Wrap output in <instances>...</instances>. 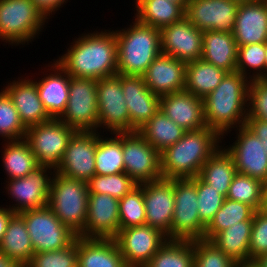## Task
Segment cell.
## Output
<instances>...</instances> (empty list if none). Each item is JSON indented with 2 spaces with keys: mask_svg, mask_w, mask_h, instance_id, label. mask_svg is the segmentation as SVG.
Here are the masks:
<instances>
[{
  "mask_svg": "<svg viewBox=\"0 0 267 267\" xmlns=\"http://www.w3.org/2000/svg\"><path fill=\"white\" fill-rule=\"evenodd\" d=\"M77 267H126L114 238L77 236Z\"/></svg>",
  "mask_w": 267,
  "mask_h": 267,
  "instance_id": "4316f807",
  "label": "cell"
},
{
  "mask_svg": "<svg viewBox=\"0 0 267 267\" xmlns=\"http://www.w3.org/2000/svg\"><path fill=\"white\" fill-rule=\"evenodd\" d=\"M256 262L261 266V267H267V253L264 255H261L258 259H256Z\"/></svg>",
  "mask_w": 267,
  "mask_h": 267,
  "instance_id": "6f0895ef",
  "label": "cell"
},
{
  "mask_svg": "<svg viewBox=\"0 0 267 267\" xmlns=\"http://www.w3.org/2000/svg\"><path fill=\"white\" fill-rule=\"evenodd\" d=\"M27 128L20 120L19 113L8 94L0 92V136L4 141L24 139Z\"/></svg>",
  "mask_w": 267,
  "mask_h": 267,
  "instance_id": "7bdbcfd3",
  "label": "cell"
},
{
  "mask_svg": "<svg viewBox=\"0 0 267 267\" xmlns=\"http://www.w3.org/2000/svg\"><path fill=\"white\" fill-rule=\"evenodd\" d=\"M193 245V267H235L236 265V262L210 240H193Z\"/></svg>",
  "mask_w": 267,
  "mask_h": 267,
  "instance_id": "f6af8a7d",
  "label": "cell"
},
{
  "mask_svg": "<svg viewBox=\"0 0 267 267\" xmlns=\"http://www.w3.org/2000/svg\"><path fill=\"white\" fill-rule=\"evenodd\" d=\"M220 138L217 131L207 126L186 131L181 139L160 153L162 178L192 179L198 176L203 164L220 148Z\"/></svg>",
  "mask_w": 267,
  "mask_h": 267,
  "instance_id": "7a4b0ae2",
  "label": "cell"
},
{
  "mask_svg": "<svg viewBox=\"0 0 267 267\" xmlns=\"http://www.w3.org/2000/svg\"><path fill=\"white\" fill-rule=\"evenodd\" d=\"M26 79L13 80L3 90L8 94L17 109L21 122L28 128L50 121L52 118L43 106L36 83L31 78Z\"/></svg>",
  "mask_w": 267,
  "mask_h": 267,
  "instance_id": "cb8c5ba5",
  "label": "cell"
},
{
  "mask_svg": "<svg viewBox=\"0 0 267 267\" xmlns=\"http://www.w3.org/2000/svg\"><path fill=\"white\" fill-rule=\"evenodd\" d=\"M77 237L60 250L34 253L25 267H77Z\"/></svg>",
  "mask_w": 267,
  "mask_h": 267,
  "instance_id": "ee69618b",
  "label": "cell"
},
{
  "mask_svg": "<svg viewBox=\"0 0 267 267\" xmlns=\"http://www.w3.org/2000/svg\"><path fill=\"white\" fill-rule=\"evenodd\" d=\"M107 31L81 35L55 61L72 77L99 80L116 75L117 39L113 30Z\"/></svg>",
  "mask_w": 267,
  "mask_h": 267,
  "instance_id": "6da1fadb",
  "label": "cell"
},
{
  "mask_svg": "<svg viewBox=\"0 0 267 267\" xmlns=\"http://www.w3.org/2000/svg\"><path fill=\"white\" fill-rule=\"evenodd\" d=\"M114 239L126 266L134 267H144L168 240L147 224L121 229Z\"/></svg>",
  "mask_w": 267,
  "mask_h": 267,
  "instance_id": "5bb4252c",
  "label": "cell"
},
{
  "mask_svg": "<svg viewBox=\"0 0 267 267\" xmlns=\"http://www.w3.org/2000/svg\"><path fill=\"white\" fill-rule=\"evenodd\" d=\"M98 128L130 132V117L121 88V74L97 80Z\"/></svg>",
  "mask_w": 267,
  "mask_h": 267,
  "instance_id": "7c38bea8",
  "label": "cell"
},
{
  "mask_svg": "<svg viewBox=\"0 0 267 267\" xmlns=\"http://www.w3.org/2000/svg\"><path fill=\"white\" fill-rule=\"evenodd\" d=\"M245 126L260 139L267 153V122L259 118H247Z\"/></svg>",
  "mask_w": 267,
  "mask_h": 267,
  "instance_id": "681fc988",
  "label": "cell"
},
{
  "mask_svg": "<svg viewBox=\"0 0 267 267\" xmlns=\"http://www.w3.org/2000/svg\"><path fill=\"white\" fill-rule=\"evenodd\" d=\"M35 5L36 9L42 14V16L47 20L52 12L58 10L61 5L66 3V0H31ZM48 16V17H47Z\"/></svg>",
  "mask_w": 267,
  "mask_h": 267,
  "instance_id": "f907efd6",
  "label": "cell"
},
{
  "mask_svg": "<svg viewBox=\"0 0 267 267\" xmlns=\"http://www.w3.org/2000/svg\"><path fill=\"white\" fill-rule=\"evenodd\" d=\"M125 173L138 185L162 179L160 153L138 132H122Z\"/></svg>",
  "mask_w": 267,
  "mask_h": 267,
  "instance_id": "8fae6325",
  "label": "cell"
},
{
  "mask_svg": "<svg viewBox=\"0 0 267 267\" xmlns=\"http://www.w3.org/2000/svg\"><path fill=\"white\" fill-rule=\"evenodd\" d=\"M247 118H259L267 122V78L251 80Z\"/></svg>",
  "mask_w": 267,
  "mask_h": 267,
  "instance_id": "7dc6e473",
  "label": "cell"
},
{
  "mask_svg": "<svg viewBox=\"0 0 267 267\" xmlns=\"http://www.w3.org/2000/svg\"><path fill=\"white\" fill-rule=\"evenodd\" d=\"M89 193L110 195L122 199L138 186L125 172L111 175H94L88 182Z\"/></svg>",
  "mask_w": 267,
  "mask_h": 267,
  "instance_id": "ab89813d",
  "label": "cell"
},
{
  "mask_svg": "<svg viewBox=\"0 0 267 267\" xmlns=\"http://www.w3.org/2000/svg\"><path fill=\"white\" fill-rule=\"evenodd\" d=\"M198 213L201 222L207 227L223 205L225 197L197 176Z\"/></svg>",
  "mask_w": 267,
  "mask_h": 267,
  "instance_id": "bcb514c9",
  "label": "cell"
},
{
  "mask_svg": "<svg viewBox=\"0 0 267 267\" xmlns=\"http://www.w3.org/2000/svg\"><path fill=\"white\" fill-rule=\"evenodd\" d=\"M248 79L237 71L227 73L216 89L203 99L206 126L222 138L235 126L245 125L251 83Z\"/></svg>",
  "mask_w": 267,
  "mask_h": 267,
  "instance_id": "3957f363",
  "label": "cell"
},
{
  "mask_svg": "<svg viewBox=\"0 0 267 267\" xmlns=\"http://www.w3.org/2000/svg\"><path fill=\"white\" fill-rule=\"evenodd\" d=\"M45 22L31 0H0V39L6 43L32 42Z\"/></svg>",
  "mask_w": 267,
  "mask_h": 267,
  "instance_id": "8992f818",
  "label": "cell"
},
{
  "mask_svg": "<svg viewBox=\"0 0 267 267\" xmlns=\"http://www.w3.org/2000/svg\"><path fill=\"white\" fill-rule=\"evenodd\" d=\"M254 213L255 210L251 206L225 198L223 205L206 227L204 239L211 241L218 233L226 230L231 225L250 220Z\"/></svg>",
  "mask_w": 267,
  "mask_h": 267,
  "instance_id": "74e56055",
  "label": "cell"
},
{
  "mask_svg": "<svg viewBox=\"0 0 267 267\" xmlns=\"http://www.w3.org/2000/svg\"><path fill=\"white\" fill-rule=\"evenodd\" d=\"M6 142L2 163L8 180L23 178L39 167L37 158L25 139Z\"/></svg>",
  "mask_w": 267,
  "mask_h": 267,
  "instance_id": "e575fe53",
  "label": "cell"
},
{
  "mask_svg": "<svg viewBox=\"0 0 267 267\" xmlns=\"http://www.w3.org/2000/svg\"><path fill=\"white\" fill-rule=\"evenodd\" d=\"M117 70L126 76H143L148 66L162 53L160 29L136 19L128 29L115 30Z\"/></svg>",
  "mask_w": 267,
  "mask_h": 267,
  "instance_id": "277c9868",
  "label": "cell"
},
{
  "mask_svg": "<svg viewBox=\"0 0 267 267\" xmlns=\"http://www.w3.org/2000/svg\"><path fill=\"white\" fill-rule=\"evenodd\" d=\"M88 186L84 181L55 172L52 178L48 207L57 218L79 236L86 225Z\"/></svg>",
  "mask_w": 267,
  "mask_h": 267,
  "instance_id": "5b68a950",
  "label": "cell"
},
{
  "mask_svg": "<svg viewBox=\"0 0 267 267\" xmlns=\"http://www.w3.org/2000/svg\"><path fill=\"white\" fill-rule=\"evenodd\" d=\"M51 170L50 167L39 166L23 178L6 181V192L8 191V195L17 202L15 206H9L14 213L48 206L51 182L55 173V170Z\"/></svg>",
  "mask_w": 267,
  "mask_h": 267,
  "instance_id": "9a60e30c",
  "label": "cell"
},
{
  "mask_svg": "<svg viewBox=\"0 0 267 267\" xmlns=\"http://www.w3.org/2000/svg\"><path fill=\"white\" fill-rule=\"evenodd\" d=\"M51 66L50 71L54 74L46 73L42 80L34 81L43 106L51 118L58 119L66 109L70 89V75L57 63Z\"/></svg>",
  "mask_w": 267,
  "mask_h": 267,
  "instance_id": "484cf974",
  "label": "cell"
},
{
  "mask_svg": "<svg viewBox=\"0 0 267 267\" xmlns=\"http://www.w3.org/2000/svg\"><path fill=\"white\" fill-rule=\"evenodd\" d=\"M186 63L161 53L143 75L147 87L159 97L182 91L185 87Z\"/></svg>",
  "mask_w": 267,
  "mask_h": 267,
  "instance_id": "603a6c76",
  "label": "cell"
},
{
  "mask_svg": "<svg viewBox=\"0 0 267 267\" xmlns=\"http://www.w3.org/2000/svg\"><path fill=\"white\" fill-rule=\"evenodd\" d=\"M167 1L179 5L186 12L188 6V0H167Z\"/></svg>",
  "mask_w": 267,
  "mask_h": 267,
  "instance_id": "9f6ffc18",
  "label": "cell"
},
{
  "mask_svg": "<svg viewBox=\"0 0 267 267\" xmlns=\"http://www.w3.org/2000/svg\"><path fill=\"white\" fill-rule=\"evenodd\" d=\"M143 189L138 185L119 199L120 230L146 224Z\"/></svg>",
  "mask_w": 267,
  "mask_h": 267,
  "instance_id": "60d3db41",
  "label": "cell"
},
{
  "mask_svg": "<svg viewBox=\"0 0 267 267\" xmlns=\"http://www.w3.org/2000/svg\"><path fill=\"white\" fill-rule=\"evenodd\" d=\"M266 61H265V78H267V41L265 42Z\"/></svg>",
  "mask_w": 267,
  "mask_h": 267,
  "instance_id": "680465c9",
  "label": "cell"
},
{
  "mask_svg": "<svg viewBox=\"0 0 267 267\" xmlns=\"http://www.w3.org/2000/svg\"><path fill=\"white\" fill-rule=\"evenodd\" d=\"M25 221L34 253L60 250L77 237L48 207L18 213Z\"/></svg>",
  "mask_w": 267,
  "mask_h": 267,
  "instance_id": "9c48e42d",
  "label": "cell"
},
{
  "mask_svg": "<svg viewBox=\"0 0 267 267\" xmlns=\"http://www.w3.org/2000/svg\"><path fill=\"white\" fill-rule=\"evenodd\" d=\"M265 184L247 175L237 173L229 187L226 198L242 202L259 210Z\"/></svg>",
  "mask_w": 267,
  "mask_h": 267,
  "instance_id": "f35d334b",
  "label": "cell"
},
{
  "mask_svg": "<svg viewBox=\"0 0 267 267\" xmlns=\"http://www.w3.org/2000/svg\"><path fill=\"white\" fill-rule=\"evenodd\" d=\"M258 211L267 216V185L264 188L260 208Z\"/></svg>",
  "mask_w": 267,
  "mask_h": 267,
  "instance_id": "f5cc1de1",
  "label": "cell"
},
{
  "mask_svg": "<svg viewBox=\"0 0 267 267\" xmlns=\"http://www.w3.org/2000/svg\"><path fill=\"white\" fill-rule=\"evenodd\" d=\"M161 52L185 63L202 57L203 31L184 16L160 29Z\"/></svg>",
  "mask_w": 267,
  "mask_h": 267,
  "instance_id": "ac0fdd59",
  "label": "cell"
},
{
  "mask_svg": "<svg viewBox=\"0 0 267 267\" xmlns=\"http://www.w3.org/2000/svg\"><path fill=\"white\" fill-rule=\"evenodd\" d=\"M235 142L225 150L232 156L237 173L267 185V153L260 139L245 125L237 127Z\"/></svg>",
  "mask_w": 267,
  "mask_h": 267,
  "instance_id": "e0dca14e",
  "label": "cell"
},
{
  "mask_svg": "<svg viewBox=\"0 0 267 267\" xmlns=\"http://www.w3.org/2000/svg\"><path fill=\"white\" fill-rule=\"evenodd\" d=\"M253 217L240 221L218 233L211 242L221 249L234 262L249 260V241Z\"/></svg>",
  "mask_w": 267,
  "mask_h": 267,
  "instance_id": "1f68e13d",
  "label": "cell"
},
{
  "mask_svg": "<svg viewBox=\"0 0 267 267\" xmlns=\"http://www.w3.org/2000/svg\"><path fill=\"white\" fill-rule=\"evenodd\" d=\"M138 132L159 153L175 144L186 132L159 109Z\"/></svg>",
  "mask_w": 267,
  "mask_h": 267,
  "instance_id": "d6a6232c",
  "label": "cell"
},
{
  "mask_svg": "<svg viewBox=\"0 0 267 267\" xmlns=\"http://www.w3.org/2000/svg\"><path fill=\"white\" fill-rule=\"evenodd\" d=\"M160 109L186 131L206 127L204 100L182 90L160 97Z\"/></svg>",
  "mask_w": 267,
  "mask_h": 267,
  "instance_id": "7402d4cb",
  "label": "cell"
},
{
  "mask_svg": "<svg viewBox=\"0 0 267 267\" xmlns=\"http://www.w3.org/2000/svg\"><path fill=\"white\" fill-rule=\"evenodd\" d=\"M238 46L233 33L203 31L202 59L230 73L237 68Z\"/></svg>",
  "mask_w": 267,
  "mask_h": 267,
  "instance_id": "83f0119b",
  "label": "cell"
},
{
  "mask_svg": "<svg viewBox=\"0 0 267 267\" xmlns=\"http://www.w3.org/2000/svg\"><path fill=\"white\" fill-rule=\"evenodd\" d=\"M227 73L202 58L188 62L186 63L184 90L204 99L216 89Z\"/></svg>",
  "mask_w": 267,
  "mask_h": 267,
  "instance_id": "f546056e",
  "label": "cell"
},
{
  "mask_svg": "<svg viewBox=\"0 0 267 267\" xmlns=\"http://www.w3.org/2000/svg\"><path fill=\"white\" fill-rule=\"evenodd\" d=\"M135 4V19L158 29L180 21L186 14L179 5L167 0H136Z\"/></svg>",
  "mask_w": 267,
  "mask_h": 267,
  "instance_id": "836d02e7",
  "label": "cell"
},
{
  "mask_svg": "<svg viewBox=\"0 0 267 267\" xmlns=\"http://www.w3.org/2000/svg\"><path fill=\"white\" fill-rule=\"evenodd\" d=\"M193 240L168 239L144 267H193Z\"/></svg>",
  "mask_w": 267,
  "mask_h": 267,
  "instance_id": "8d00e7d4",
  "label": "cell"
},
{
  "mask_svg": "<svg viewBox=\"0 0 267 267\" xmlns=\"http://www.w3.org/2000/svg\"><path fill=\"white\" fill-rule=\"evenodd\" d=\"M233 1L238 2L240 4V3L254 2V1H257V0H233Z\"/></svg>",
  "mask_w": 267,
  "mask_h": 267,
  "instance_id": "91938a15",
  "label": "cell"
},
{
  "mask_svg": "<svg viewBox=\"0 0 267 267\" xmlns=\"http://www.w3.org/2000/svg\"><path fill=\"white\" fill-rule=\"evenodd\" d=\"M238 6L233 0H188L185 16L198 30L232 33Z\"/></svg>",
  "mask_w": 267,
  "mask_h": 267,
  "instance_id": "d6986e66",
  "label": "cell"
},
{
  "mask_svg": "<svg viewBox=\"0 0 267 267\" xmlns=\"http://www.w3.org/2000/svg\"><path fill=\"white\" fill-rule=\"evenodd\" d=\"M237 170L232 156L221 147L203 164L198 177L225 198Z\"/></svg>",
  "mask_w": 267,
  "mask_h": 267,
  "instance_id": "4dcf8cb0",
  "label": "cell"
},
{
  "mask_svg": "<svg viewBox=\"0 0 267 267\" xmlns=\"http://www.w3.org/2000/svg\"><path fill=\"white\" fill-rule=\"evenodd\" d=\"M76 132L59 119L40 123L26 130L25 140L35 155L39 166L58 168L71 137Z\"/></svg>",
  "mask_w": 267,
  "mask_h": 267,
  "instance_id": "ba28073f",
  "label": "cell"
},
{
  "mask_svg": "<svg viewBox=\"0 0 267 267\" xmlns=\"http://www.w3.org/2000/svg\"><path fill=\"white\" fill-rule=\"evenodd\" d=\"M139 186L143 189L146 224L170 239L175 206L174 179L162 178Z\"/></svg>",
  "mask_w": 267,
  "mask_h": 267,
  "instance_id": "2e32d148",
  "label": "cell"
},
{
  "mask_svg": "<svg viewBox=\"0 0 267 267\" xmlns=\"http://www.w3.org/2000/svg\"><path fill=\"white\" fill-rule=\"evenodd\" d=\"M99 136L98 131H76L55 172L87 183L95 175V152Z\"/></svg>",
  "mask_w": 267,
  "mask_h": 267,
  "instance_id": "4fadbf2b",
  "label": "cell"
},
{
  "mask_svg": "<svg viewBox=\"0 0 267 267\" xmlns=\"http://www.w3.org/2000/svg\"><path fill=\"white\" fill-rule=\"evenodd\" d=\"M120 230L119 199L89 193L86 225L79 237L114 238Z\"/></svg>",
  "mask_w": 267,
  "mask_h": 267,
  "instance_id": "ffe728a7",
  "label": "cell"
},
{
  "mask_svg": "<svg viewBox=\"0 0 267 267\" xmlns=\"http://www.w3.org/2000/svg\"><path fill=\"white\" fill-rule=\"evenodd\" d=\"M14 214L15 213L9 207H0V243L3 239V236L5 235L9 220Z\"/></svg>",
  "mask_w": 267,
  "mask_h": 267,
  "instance_id": "816d5d0a",
  "label": "cell"
},
{
  "mask_svg": "<svg viewBox=\"0 0 267 267\" xmlns=\"http://www.w3.org/2000/svg\"><path fill=\"white\" fill-rule=\"evenodd\" d=\"M121 88L129 112L130 132L138 131L160 109V97L147 87L143 76L121 75Z\"/></svg>",
  "mask_w": 267,
  "mask_h": 267,
  "instance_id": "44dd1931",
  "label": "cell"
},
{
  "mask_svg": "<svg viewBox=\"0 0 267 267\" xmlns=\"http://www.w3.org/2000/svg\"><path fill=\"white\" fill-rule=\"evenodd\" d=\"M0 267H19L14 261L0 253Z\"/></svg>",
  "mask_w": 267,
  "mask_h": 267,
  "instance_id": "db71d44e",
  "label": "cell"
},
{
  "mask_svg": "<svg viewBox=\"0 0 267 267\" xmlns=\"http://www.w3.org/2000/svg\"><path fill=\"white\" fill-rule=\"evenodd\" d=\"M233 36L237 46L267 41V3H240L237 9Z\"/></svg>",
  "mask_w": 267,
  "mask_h": 267,
  "instance_id": "d4e9b609",
  "label": "cell"
},
{
  "mask_svg": "<svg viewBox=\"0 0 267 267\" xmlns=\"http://www.w3.org/2000/svg\"><path fill=\"white\" fill-rule=\"evenodd\" d=\"M265 61H266L265 43H256V44L240 46L238 47L236 71L246 77L248 76L249 80L264 79ZM247 68L252 69L254 73L250 75L249 72L248 74L247 71L249 70H247Z\"/></svg>",
  "mask_w": 267,
  "mask_h": 267,
  "instance_id": "b9f144b4",
  "label": "cell"
},
{
  "mask_svg": "<svg viewBox=\"0 0 267 267\" xmlns=\"http://www.w3.org/2000/svg\"><path fill=\"white\" fill-rule=\"evenodd\" d=\"M235 267H261L256 260H247L236 263Z\"/></svg>",
  "mask_w": 267,
  "mask_h": 267,
  "instance_id": "11a10c76",
  "label": "cell"
},
{
  "mask_svg": "<svg viewBox=\"0 0 267 267\" xmlns=\"http://www.w3.org/2000/svg\"><path fill=\"white\" fill-rule=\"evenodd\" d=\"M0 253L14 261L19 267H25L34 254L25 221L18 213H15L9 220L0 243Z\"/></svg>",
  "mask_w": 267,
  "mask_h": 267,
  "instance_id": "f1b7e54d",
  "label": "cell"
},
{
  "mask_svg": "<svg viewBox=\"0 0 267 267\" xmlns=\"http://www.w3.org/2000/svg\"><path fill=\"white\" fill-rule=\"evenodd\" d=\"M76 131H97V80L70 76L69 97L65 111L58 118Z\"/></svg>",
  "mask_w": 267,
  "mask_h": 267,
  "instance_id": "30bf717a",
  "label": "cell"
},
{
  "mask_svg": "<svg viewBox=\"0 0 267 267\" xmlns=\"http://www.w3.org/2000/svg\"><path fill=\"white\" fill-rule=\"evenodd\" d=\"M267 253V216L255 211L249 241V260Z\"/></svg>",
  "mask_w": 267,
  "mask_h": 267,
  "instance_id": "c3c4849f",
  "label": "cell"
},
{
  "mask_svg": "<svg viewBox=\"0 0 267 267\" xmlns=\"http://www.w3.org/2000/svg\"><path fill=\"white\" fill-rule=\"evenodd\" d=\"M112 135L115 137L107 138L102 135L98 137L97 149L95 152L96 175H111L125 172L122 151V132L112 133Z\"/></svg>",
  "mask_w": 267,
  "mask_h": 267,
  "instance_id": "d590c367",
  "label": "cell"
},
{
  "mask_svg": "<svg viewBox=\"0 0 267 267\" xmlns=\"http://www.w3.org/2000/svg\"><path fill=\"white\" fill-rule=\"evenodd\" d=\"M174 198L170 239H204L206 226L198 213L197 176L192 179H174Z\"/></svg>",
  "mask_w": 267,
  "mask_h": 267,
  "instance_id": "52a82bcc",
  "label": "cell"
}]
</instances>
